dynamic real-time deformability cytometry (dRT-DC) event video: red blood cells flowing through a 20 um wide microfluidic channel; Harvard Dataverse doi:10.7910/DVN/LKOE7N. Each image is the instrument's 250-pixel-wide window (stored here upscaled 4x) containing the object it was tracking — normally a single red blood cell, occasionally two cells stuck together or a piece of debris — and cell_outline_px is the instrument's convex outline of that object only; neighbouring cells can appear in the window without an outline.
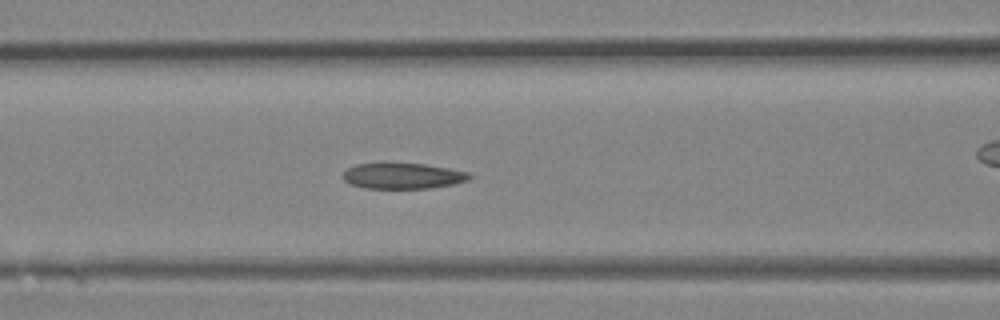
{"species": "Egyptian fruit bat (a non-hibernating species)", "species_latin": "Rousettus aegyptiacus", "temperature_condition": "room temperature", "stored_images_in_passage": 36, "camera_frame_rate_fps": 3000, "um_per_image_px": 0.085, "animal": {"sex": "female"}, "frame": {"image": 1, "passage_image": 15, "time_ms": 4.667, "image_size_px": [1000, 320], "cell_outline_px": [[472, 176], [468, 180], [452, 184], [432, 188], [364, 188], [352, 184], [344, 180], [340, 176], [348, 168], [356, 164], [384, 160], [424, 164], [448, 168], [468, 172]], "centroid_in_image_um": [34.17, 14.9], "position_along_channel_um": 132.4, "area_um2": 19.71}}
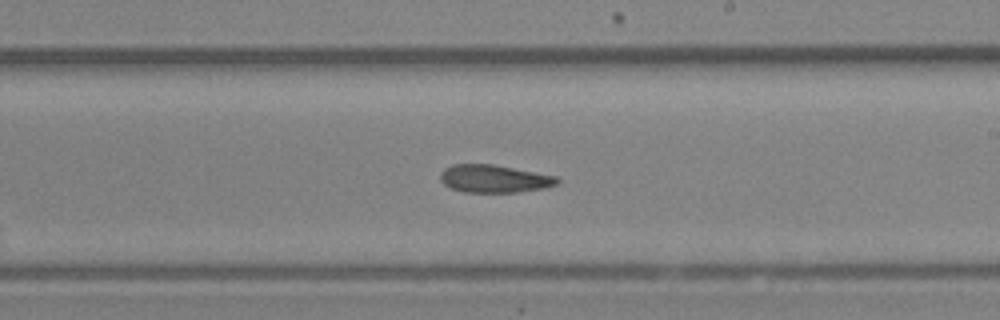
{"frame": {"image": 2, "passage_image": 21, "time_ms": 6.667, "image_size_px": [1000, 320], "cell_outline_px": [[560, 180], [556, 184], [544, 188], [516, 192], [464, 192], [452, 188], [444, 184], [440, 180], [440, 172], [444, 168], [452, 164], [492, 164], [556, 176]], "centroid_in_image_um": [41.97, 15.18], "position_along_channel_um": 247.0, "area_um2": 18.79}}
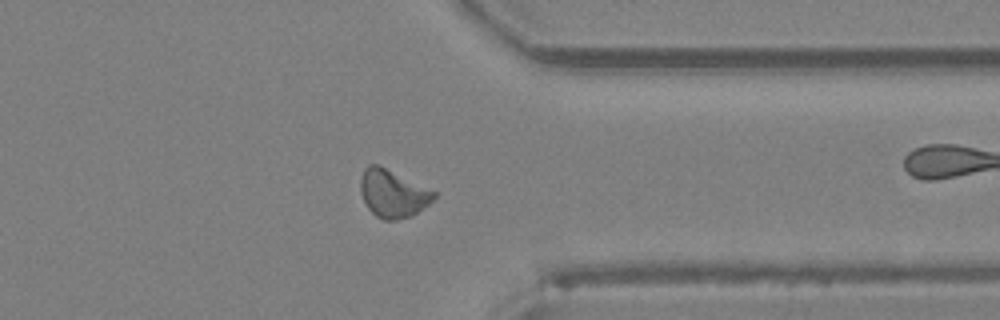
{"frame": {"image": 3, "passage_image": 28, "time_ms": 9.0, "image_size_px": [1000, 320], "cell_outline_px": [[436, 196], [424, 208], [408, 216], [396, 220], [384, 220], [376, 216], [368, 208], [360, 192], [360, 180], [364, 168], [368, 164], [380, 164], [436, 192]], "centroid_in_image_um": [33.36, 16.42], "position_along_channel_um": 378.0, "area_um2": 20.35}}